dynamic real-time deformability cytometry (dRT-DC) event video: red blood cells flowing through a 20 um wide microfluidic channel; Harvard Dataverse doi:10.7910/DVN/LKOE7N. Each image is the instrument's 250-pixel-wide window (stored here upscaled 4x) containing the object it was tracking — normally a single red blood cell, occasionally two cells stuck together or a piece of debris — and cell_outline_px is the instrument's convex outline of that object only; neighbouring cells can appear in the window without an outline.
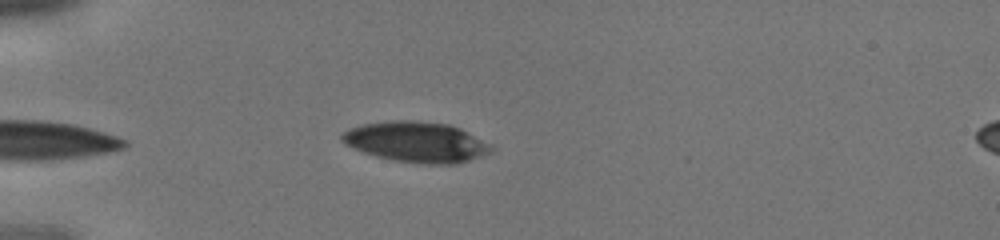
{"species": "human", "species_latin": "Homo sapiens", "temperature_condition": "cold", "stored_images_in_passage": 31, "camera_frame_rate_fps": 3000, "um_per_image_px": 0.085, "donor": {"sex": "male"}, "frame": {"image": 1, "passage_image": 1, "time_ms": 0.0, "image_size_px": [1000, 240], "cell_outline_px": [[492, 152], [456, 164], [424, 164], [392, 160], [376, 156], [352, 148], [344, 144], [340, 140], [340, 136], [344, 132], [352, 128], [364, 124], [392, 120], [416, 120], [448, 124], [460, 128], [492, 144]], "centroid_in_image_um": [35.39, 12.07], "position_along_channel_um": 49.6, "area_um2": 35.26}}
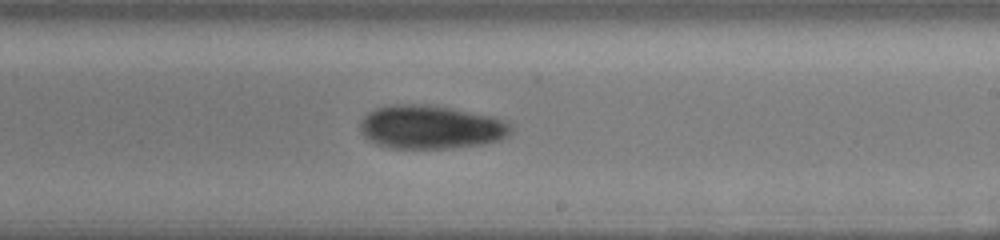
{"frame": {"image": 2, "passage_image": 15, "time_ms": 4.667, "image_size_px": [1000, 240], "cell_outline_px": [[512, 132], [508, 136], [500, 140], [484, 144], [452, 148], [388, 148], [376, 144], [364, 136], [360, 132], [360, 120], [368, 112], [376, 108], [396, 104], [432, 104], [492, 116], [504, 120], [512, 124]], "centroid_in_image_um": [36.63, 10.8], "position_along_channel_um": 252.4, "area_um2": 38.73}}
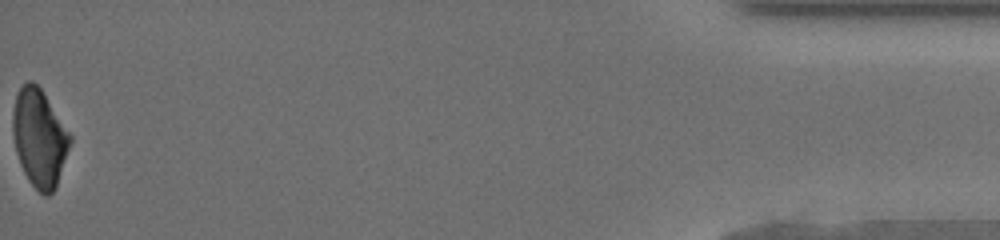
{"frame": {"image": 3, "passage_image": 31, "time_ms": 10.0, "image_size_px": [1000, 240], "cell_outline_px": [[72, 140], [56, 188], [48, 196], [44, 196], [28, 180], [20, 164], [16, 152], [12, 136], [12, 112], [16, 96], [20, 88], [28, 80], [32, 80], [40, 88], [72, 136]], "centroid_in_image_um": [3.34, 11.74], "position_along_channel_um": 431.9, "area_um2": 32.54}}